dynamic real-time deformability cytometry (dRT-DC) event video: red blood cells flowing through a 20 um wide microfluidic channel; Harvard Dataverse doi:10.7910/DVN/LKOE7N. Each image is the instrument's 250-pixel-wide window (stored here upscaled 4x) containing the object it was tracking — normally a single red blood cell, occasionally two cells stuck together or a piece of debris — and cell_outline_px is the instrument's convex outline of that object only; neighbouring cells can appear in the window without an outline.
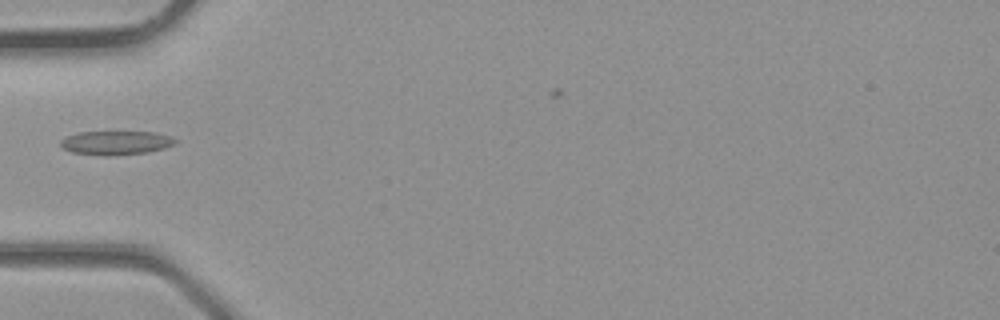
{"species": "common noctule bat (a hibernating species)", "species_latin": "Nyctalus noctula", "temperature_condition": "room temperature", "stored_images_in_passage": 3, "camera_frame_rate_fps": 3000, "um_per_image_px": 0.085, "animal": {"sex": "male", "body_mass_g": 23.1, "forearm_length_mm": 52.7}, "frame": {"image": 1, "passage_image": 3, "time_ms": 0.667, "image_size_px": [1000, 320], "cell_outline_px": [[180, 140], [176, 144], [164, 148], [148, 152], [72, 152], [64, 148], [60, 144], [60, 140], [68, 136], [80, 132], [156, 132], [172, 136]], "centroid_in_image_um": [9.98, 12.06], "position_along_channel_um": 75.0, "area_um2": 14.91}}